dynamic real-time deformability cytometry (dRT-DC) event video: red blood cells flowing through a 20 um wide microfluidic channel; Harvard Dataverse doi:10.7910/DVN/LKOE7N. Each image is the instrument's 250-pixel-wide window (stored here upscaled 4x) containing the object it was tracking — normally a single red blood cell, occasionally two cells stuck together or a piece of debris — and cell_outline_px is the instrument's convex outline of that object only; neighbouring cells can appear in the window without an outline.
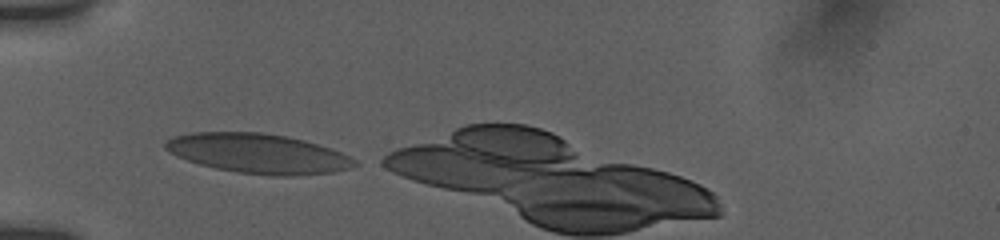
{"species": "human", "species_latin": "Homo sapiens", "temperature_condition": "room temperature", "stored_images_in_passage": 16, "camera_frame_rate_fps": 3000, "um_per_image_px": 0.085, "donor": {"sex": "female"}, "frame": {"image": 1, "passage_image": 1, "time_ms": 0.0, "image_size_px": [1000, 240], "cell_outline_px": [[360, 164], [352, 168], [332, 172], [292, 176], [272, 176], [240, 172], [216, 168], [200, 164], [176, 156], [168, 152], [164, 148], [164, 144], [172, 136], [192, 132], [260, 132], [284, 136], [304, 140], [340, 152], [356, 160]], "centroid_in_image_um": [21.93, 13.05], "position_along_channel_um": 63.1, "area_um2": 43.58}}
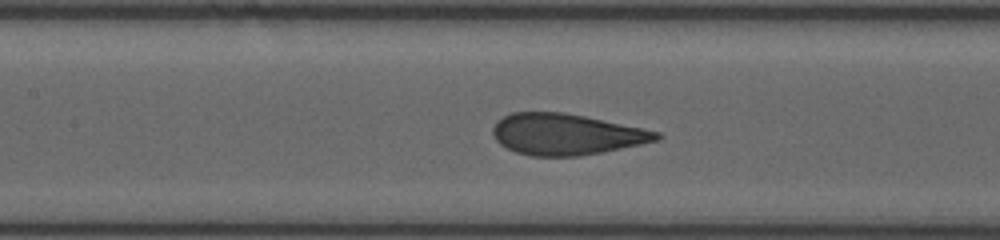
{"frame": {"image": 2, "passage_image": 8, "time_ms": 2.667, "image_size_px": [1000, 240], "cell_outline_px": [[664, 136], [660, 140], [580, 156], [532, 156], [516, 152], [500, 144], [496, 140], [492, 132], [492, 128], [496, 120], [512, 112], [564, 112], [584, 116], [660, 132]], "centroid_in_image_um": [48.1, 11.41], "position_along_channel_um": 159.3, "area_um2": 39.07}}
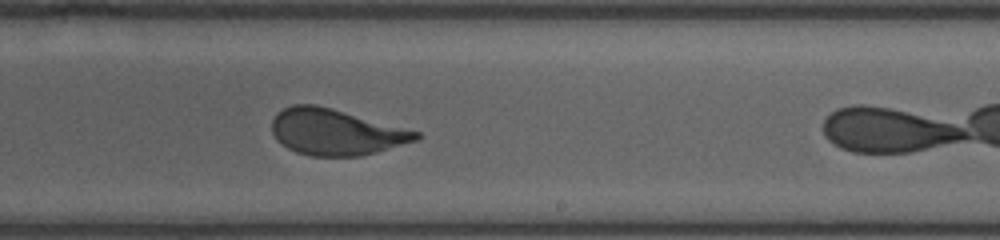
{"frame": {"image": 3, "passage_image": 15, "time_ms": 5.333, "image_size_px": [1000, 240], "cell_outline_px": [[420, 136], [416, 140], [376, 152], [360, 156], [312, 156], [296, 152], [288, 148], [276, 140], [272, 132], [272, 120], [276, 112], [292, 104], [316, 104], [332, 108], [420, 132]], "centroid_in_image_um": [28.49, 11.21], "position_along_channel_um": 260.5, "area_um2": 38.55}}